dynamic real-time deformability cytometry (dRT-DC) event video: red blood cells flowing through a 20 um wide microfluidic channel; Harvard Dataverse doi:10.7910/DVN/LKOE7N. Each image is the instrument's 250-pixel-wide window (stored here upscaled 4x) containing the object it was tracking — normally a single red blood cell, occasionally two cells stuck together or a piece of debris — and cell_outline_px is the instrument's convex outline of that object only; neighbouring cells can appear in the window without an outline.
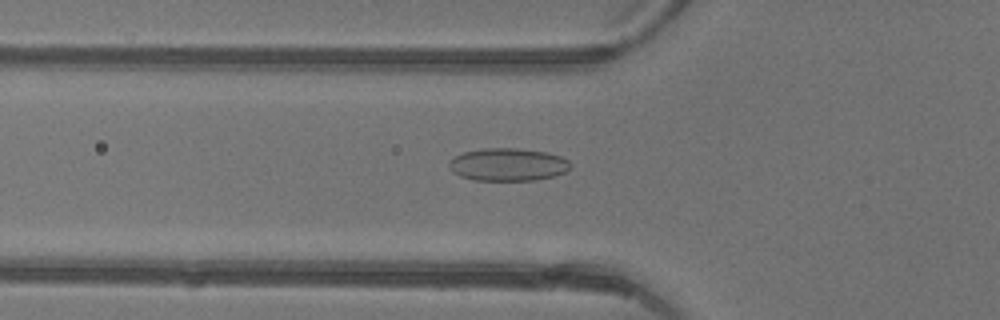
{"species": "common noctule bat (a hibernating species)", "species_latin": "Nyctalus noctula", "temperature_condition": "warm", "stored_images_in_passage": 34, "camera_frame_rate_fps": 3000, "um_per_image_px": 0.085, "animal": {"sex": "female"}, "frame": {"image": 1, "passage_image": 8, "time_ms": 2.333, "image_size_px": [1000, 320], "cell_outline_px": [[572, 164], [564, 172], [552, 176], [536, 180], [476, 180], [460, 176], [452, 172], [448, 164], [448, 160], [464, 152], [484, 148], [520, 148], [548, 152], [560, 156], [568, 160]], "centroid_in_image_um": [43.16, 13.97], "position_along_channel_um": 82.6, "area_um2": 23.18}}
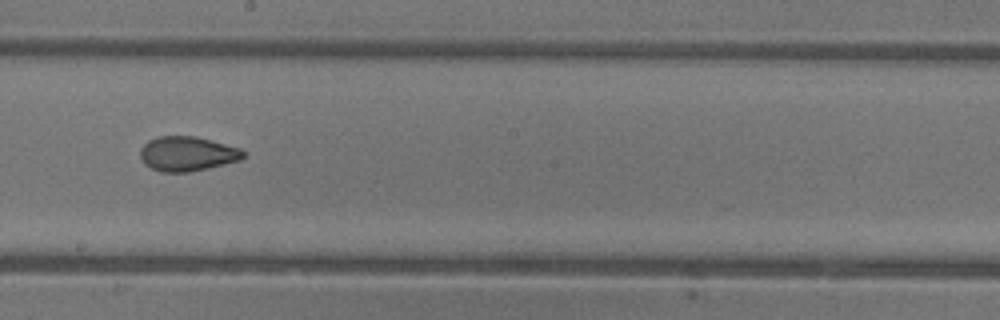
{"frame": {"image": 2, "passage_image": 18, "time_ms": 5.667, "image_size_px": [1000, 320], "cell_outline_px": [[244, 156], [240, 160], [208, 168], [188, 172], [160, 172], [144, 164], [140, 156], [140, 148], [148, 140], [156, 136], [196, 136], [212, 140], [240, 148], [244, 152]], "centroid_in_image_um": [15.89, 13.06], "position_along_channel_um": 232.3, "area_um2": 20.87}}
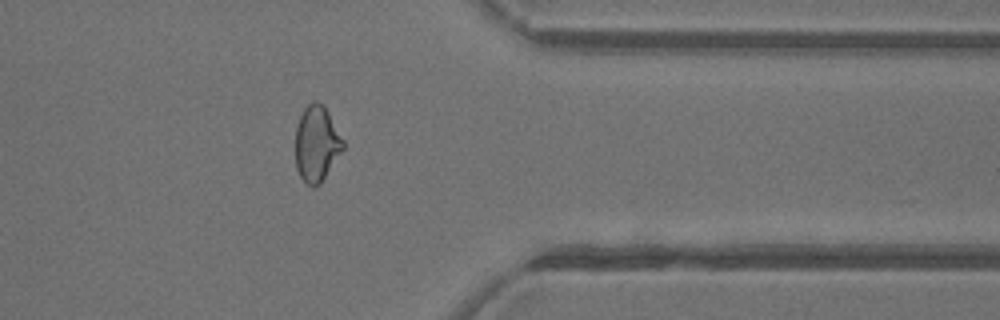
{"frame": {"image": 3, "passage_image": 29, "time_ms": 9.333, "image_size_px": [1000, 320], "cell_outline_px": [[344, 148], [320, 184], [312, 188], [300, 176], [296, 168], [296, 124], [304, 108], [312, 100], [316, 100], [324, 104], [344, 140]], "centroid_in_image_um": [26.92, 12.18], "position_along_channel_um": 384.5, "area_um2": 21.15}}